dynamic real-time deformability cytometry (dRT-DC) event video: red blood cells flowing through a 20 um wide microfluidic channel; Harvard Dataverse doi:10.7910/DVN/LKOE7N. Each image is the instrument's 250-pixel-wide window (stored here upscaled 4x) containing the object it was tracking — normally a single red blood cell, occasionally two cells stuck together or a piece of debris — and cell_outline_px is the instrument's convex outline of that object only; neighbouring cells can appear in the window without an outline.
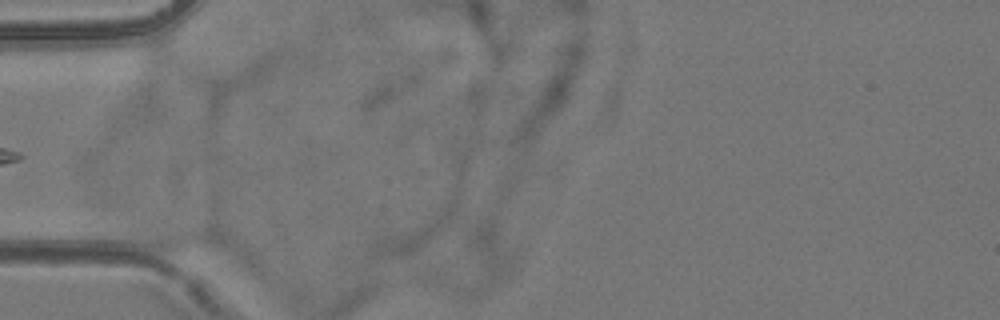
{"species": "common noctule bat (a hibernating species)", "species_latin": "Nyctalus noctula", "temperature_condition": "room temperature", "stored_images_in_passage": 2, "camera_frame_rate_fps": 3000, "um_per_image_px": 0.085, "animal": {"sex": "female", "body_mass_g": 24.6, "forearm_length_mm": 56.2}, "frame": {"image": 1, "passage_image": 1, "time_ms": 0.0, "image_size_px": [1000, 320], "cell_outline_px": [[224, 244], [220, 248], [172, 252], [168, 252], [156, 248], [148, 244], [124, 228], [128, 220], [212, 228], [224, 240]], "centroid_in_image_um": [14.9, 20.09], "position_along_channel_um": 70.1, "area_um2": 15.2}}